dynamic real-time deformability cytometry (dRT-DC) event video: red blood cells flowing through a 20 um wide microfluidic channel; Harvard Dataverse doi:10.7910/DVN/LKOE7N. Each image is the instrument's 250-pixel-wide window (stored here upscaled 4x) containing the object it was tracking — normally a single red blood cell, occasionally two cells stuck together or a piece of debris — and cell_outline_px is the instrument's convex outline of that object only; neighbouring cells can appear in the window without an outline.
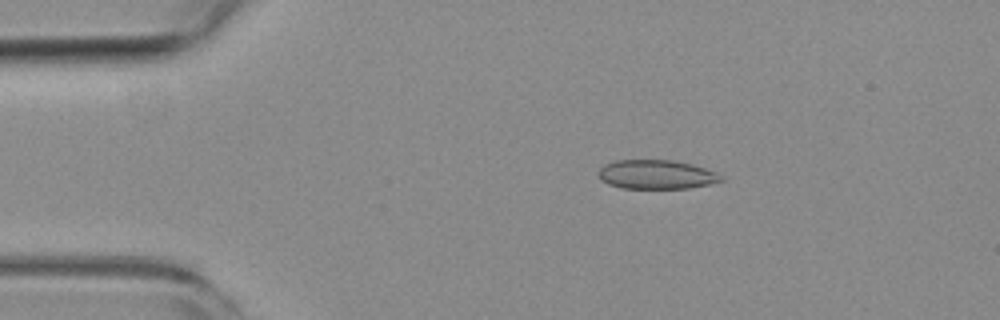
{"species": "common noctule bat (a hibernating species)", "species_latin": "Nyctalus noctula", "temperature_condition": "room temperature", "stored_images_in_passage": 51, "camera_frame_rate_fps": 3000, "um_per_image_px": 0.085, "animal": {"sex": "female", "body_mass_g": 19.3, "forearm_length_mm": 54.1}, "frame": {"image": 1, "passage_image": 7, "time_ms": 2.0, "image_size_px": [1000, 320], "cell_outline_px": [[724, 180], [708, 184], [688, 188], [620, 188], [608, 184], [600, 180], [596, 172], [604, 164], [616, 160], [672, 160], [692, 164], [716, 172], [724, 176]], "centroid_in_image_um": [55.76, 14.83], "position_along_channel_um": 29.2, "area_um2": 20.92}}
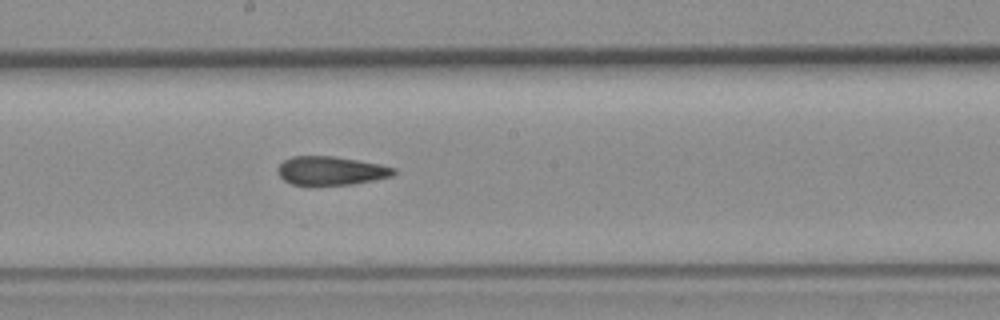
{"frame": {"image": 2, "passage_image": 26, "time_ms": 8.333, "image_size_px": [1000, 320], "cell_outline_px": [[396, 172], [392, 176], [352, 184], [308, 188], [292, 184], [284, 180], [276, 172], [276, 168], [284, 160], [292, 156], [336, 156], [380, 164], [396, 168]], "centroid_in_image_um": [28.07, 14.54], "position_along_channel_um": 220.1, "area_um2": 20.11}}
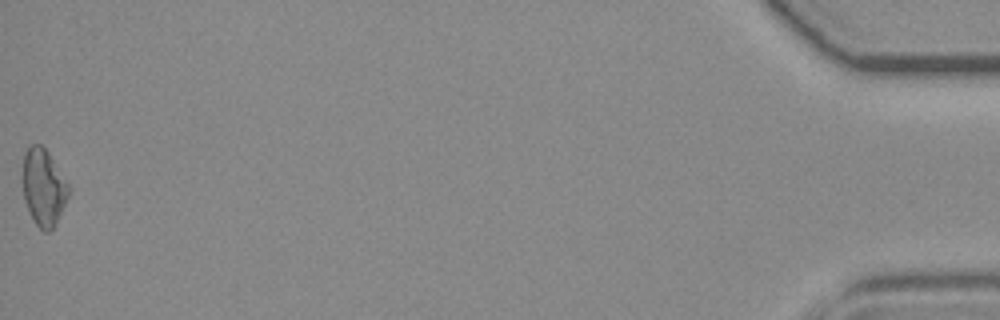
{"frame": {"image": 3, "passage_image": 51, "time_ms": 16.667, "image_size_px": [1000, 320], "cell_outline_px": [[68, 196], [56, 224], [48, 232], [44, 232], [36, 224], [28, 212], [24, 200], [20, 180], [20, 172], [24, 152], [32, 144], [40, 144], [48, 152], [68, 184]], "centroid_in_image_um": [3.63, 15.91], "position_along_channel_um": 431.6, "area_um2": 20.92}, "authors_computed_cell_mechanics": {"area_um2": 20.3456, "velocity_mm_per_s": 3.8371, "shape_relaxation_time_tau1_ms": null, "shape_relaxation_time_tau2_ms": 3.6714, "deformation_change_tau1": null, "deformation_change_tau2": 0.0977}}